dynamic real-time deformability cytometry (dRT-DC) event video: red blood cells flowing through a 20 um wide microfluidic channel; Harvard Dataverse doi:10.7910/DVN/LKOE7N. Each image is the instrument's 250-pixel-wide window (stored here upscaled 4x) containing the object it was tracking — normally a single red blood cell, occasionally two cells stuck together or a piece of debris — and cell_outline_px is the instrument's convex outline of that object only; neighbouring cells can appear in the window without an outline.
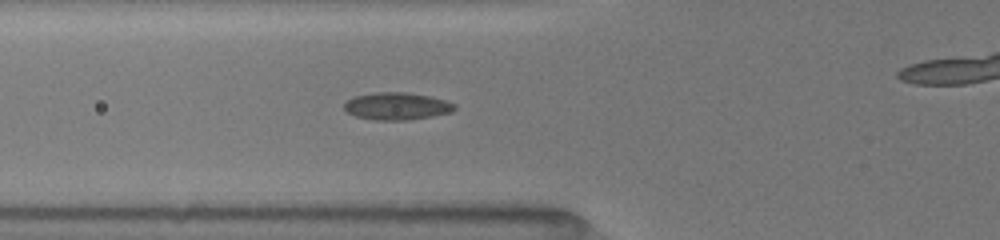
{"species": "common noctule bat (a hibernating species)", "species_latin": "Nyctalus noctula", "temperature_condition": "room temperature", "stored_images_in_passage": 31, "camera_frame_rate_fps": 3000, "um_per_image_px": 0.085, "animal": {"sex": "female", "body_mass_g": 19.5, "forearm_length_mm": 54.1}, "frame": {"image": 1, "passage_image": 12, "time_ms": 6.333, "image_size_px": [1000, 240], "cell_outline_px": [[456, 108], [452, 112], [432, 116], [408, 120], [376, 120], [356, 116], [348, 112], [344, 108], [344, 104], [348, 100], [356, 96], [376, 92], [408, 92], [428, 96], [444, 100], [456, 104]], "centroid_in_image_um": [33.75, 9.02], "position_along_channel_um": 92.0, "area_um2": 17.46}}
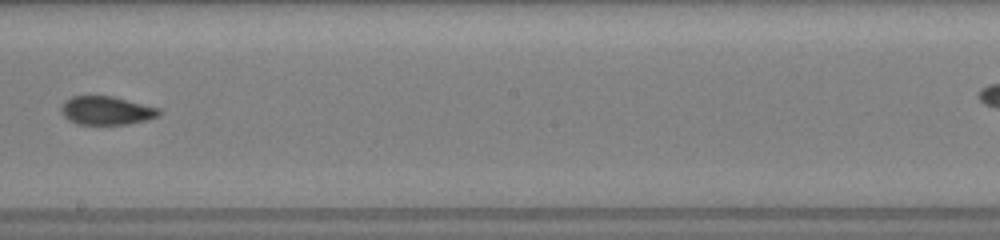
{"frame": {"image": 2, "passage_image": 19, "time_ms": 10.0, "image_size_px": [1000, 240], "cell_outline_px": [[160, 116], [148, 120], [128, 124], [76, 124], [68, 120], [60, 112], [60, 108], [64, 100], [72, 96], [112, 96], [160, 108]], "centroid_in_image_um": [9.04, 9.4], "position_along_channel_um": 239.2, "area_um2": 16.42}}
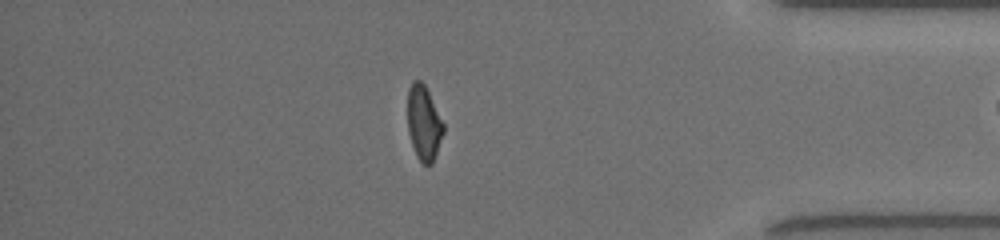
{"frame": {"image": 3, "passage_image": 29, "time_ms": 14.667, "image_size_px": [1000, 240], "cell_outline_px": [[444, 132], [432, 164], [424, 164], [416, 156], [408, 132], [408, 88], [412, 80], [420, 80], [424, 84], [444, 124]], "centroid_in_image_um": [36.01, 10.44], "position_along_channel_um": 399.2, "area_um2": 15.43}}